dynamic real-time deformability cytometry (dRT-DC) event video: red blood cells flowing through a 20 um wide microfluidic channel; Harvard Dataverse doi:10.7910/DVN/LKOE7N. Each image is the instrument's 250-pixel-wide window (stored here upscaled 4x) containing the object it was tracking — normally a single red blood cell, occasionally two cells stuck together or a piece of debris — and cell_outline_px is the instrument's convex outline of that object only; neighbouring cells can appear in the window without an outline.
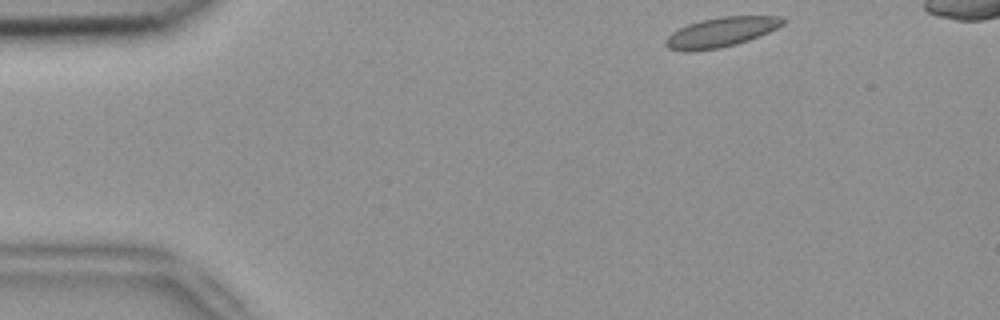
{"species": "common noctule bat (a hibernating species)", "species_latin": "Nyctalus noctula", "temperature_condition": "room temperature", "stored_images_in_passage": 5, "camera_frame_rate_fps": 3000, "um_per_image_px": 0.085, "animal": {"sex": "female", "body_mass_g": 18.4}, "frame": {"image": 1, "passage_image": 1, "time_ms": 0.0, "image_size_px": [1000, 320], "cell_outline_px": [[788, 20], [784, 24], [760, 36], [736, 44], [720, 48], [688, 52], [684, 52], [668, 48], [664, 44], [664, 40], [672, 32], [688, 24], [700, 20], [720, 16], [780, 16]], "centroid_in_image_um": [61.28, 2.74], "position_along_channel_um": 23.7, "area_um2": 20.46}}